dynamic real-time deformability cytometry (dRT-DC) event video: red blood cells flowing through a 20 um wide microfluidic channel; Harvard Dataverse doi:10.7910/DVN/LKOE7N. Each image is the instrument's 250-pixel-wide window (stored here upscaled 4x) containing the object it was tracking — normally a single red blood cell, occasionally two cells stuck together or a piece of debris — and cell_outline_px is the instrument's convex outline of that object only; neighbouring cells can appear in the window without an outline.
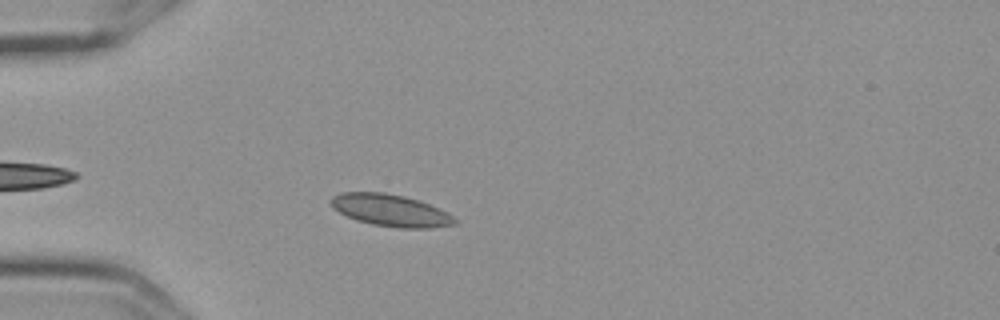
{"species": "Egyptian fruit bat (a non-hibernating species)", "species_latin": "Rousettus aegyptiacus", "temperature_condition": "cold", "stored_images_in_passage": 3, "camera_frame_rate_fps": 3000, "um_per_image_px": 0.085, "frame": {"image": 1, "passage_image": 3, "time_ms": 0.667, "image_size_px": [1000, 320], "cell_outline_px": [[456, 224], [432, 228], [400, 228], [372, 224], [356, 220], [332, 208], [328, 200], [332, 196], [340, 192], [384, 192], [404, 196], [428, 204], [452, 216], [456, 220]], "centroid_in_image_um": [33.13, 17.87], "position_along_channel_um": 51.9, "area_um2": 22.89}}